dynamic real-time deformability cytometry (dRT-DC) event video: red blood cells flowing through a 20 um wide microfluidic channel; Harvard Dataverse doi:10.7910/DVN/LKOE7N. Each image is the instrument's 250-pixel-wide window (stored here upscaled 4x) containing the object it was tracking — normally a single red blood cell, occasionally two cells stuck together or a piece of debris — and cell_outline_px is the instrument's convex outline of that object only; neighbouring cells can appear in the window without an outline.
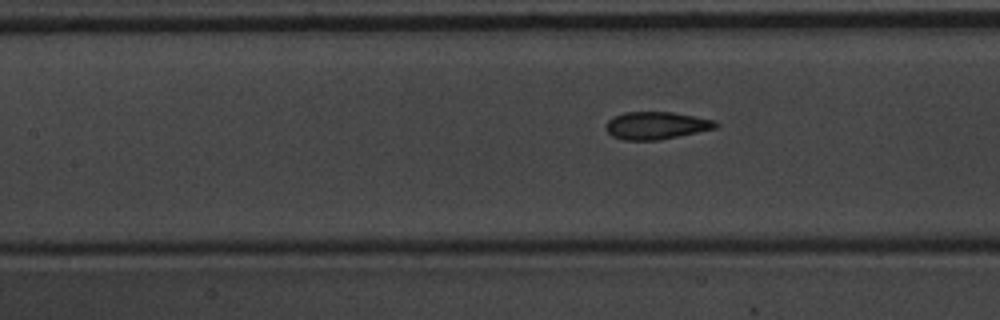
{"species": "common noctule bat (a hibernating species)", "species_latin": "Nyctalus noctula", "temperature_condition": "warm", "stored_images_in_passage": 5, "segment_of_instrument_passage": [2, 2], "camera_frame_rate_fps": 3000, "um_per_image_px": 0.085, "animal": {"sex": "male", "body_mass_g": 20.1, "forearm_length_mm": 53.5}, "frame": {"image": 1, "passage_image": 5, "time_ms": 1.333, "image_size_px": [1000, 320], "cell_outline_px": [[720, 124], [716, 128], [660, 140], [624, 140], [612, 136], [604, 128], [608, 120], [624, 112], [672, 112], [716, 120]], "centroid_in_image_um": [55.79, 10.67], "position_along_channel_um": 151.6, "area_um2": 17.63}}